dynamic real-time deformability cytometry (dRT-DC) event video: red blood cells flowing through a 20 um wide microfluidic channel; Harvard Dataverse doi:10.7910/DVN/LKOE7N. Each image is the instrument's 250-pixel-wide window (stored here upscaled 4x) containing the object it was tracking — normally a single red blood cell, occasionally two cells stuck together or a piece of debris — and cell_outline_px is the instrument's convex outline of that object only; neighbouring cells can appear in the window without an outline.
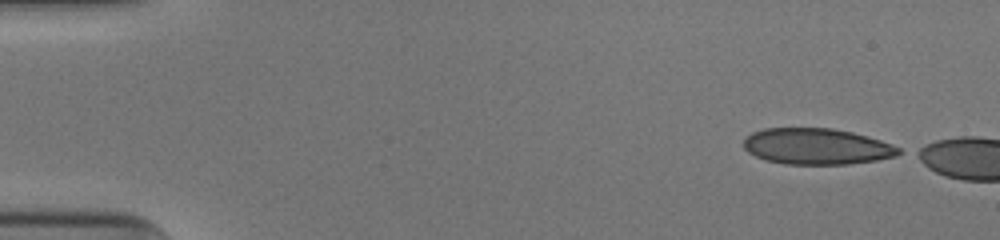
{"species": "human", "species_latin": "Homo sapiens", "temperature_condition": "cold", "stored_images_in_passage": 10, "camera_frame_rate_fps": 3000, "um_per_image_px": 0.085, "donor": {"sex": "male"}, "frame": {"image": 1, "passage_image": 1, "time_ms": 0.0, "image_size_px": [1000, 240], "cell_outline_px": [[904, 152], [896, 156], [876, 160], [848, 164], [784, 164], [764, 160], [748, 152], [744, 148], [744, 136], [752, 132], [764, 128], [832, 128], [852, 132], [868, 136], [892, 144], [900, 148]], "centroid_in_image_um": [69.41, 12.44], "position_along_channel_um": 15.6, "area_um2": 32.89}}